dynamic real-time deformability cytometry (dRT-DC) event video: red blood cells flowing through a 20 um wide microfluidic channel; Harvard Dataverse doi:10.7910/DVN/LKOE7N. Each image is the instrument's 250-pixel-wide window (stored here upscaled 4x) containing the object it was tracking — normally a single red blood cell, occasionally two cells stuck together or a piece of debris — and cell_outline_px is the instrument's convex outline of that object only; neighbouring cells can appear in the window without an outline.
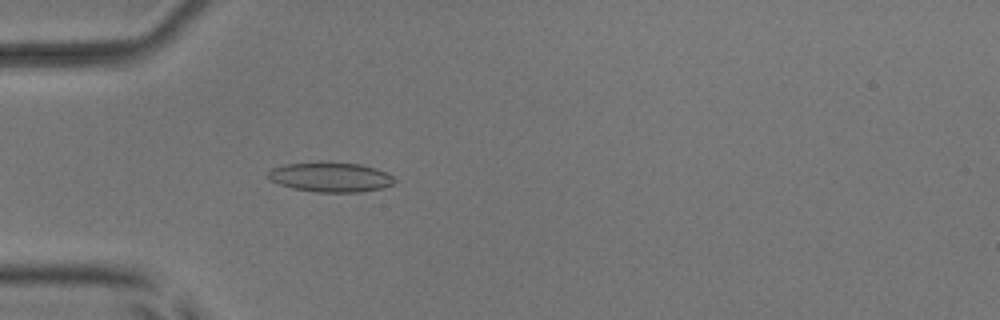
{"species": "common noctule bat (a hibernating species)", "species_latin": "Nyctalus noctula", "temperature_condition": "room temperature", "stored_images_in_passage": 53, "camera_frame_rate_fps": 3000, "um_per_image_px": 0.085, "animal": {"sex": "male", "body_mass_g": 17.9, "forearm_length_mm": 54.2}, "frame": {"image": 1, "passage_image": 17, "time_ms": 5.333, "image_size_px": [1000, 320], "cell_outline_px": [[396, 180], [392, 184], [380, 188], [360, 192], [316, 192], [292, 188], [268, 180], [268, 172], [272, 168], [284, 164], [320, 160], [328, 160], [360, 164], [376, 168], [392, 176]], "centroid_in_image_um": [28.04, 15.02], "position_along_channel_um": 57.0, "area_um2": 22.37}}
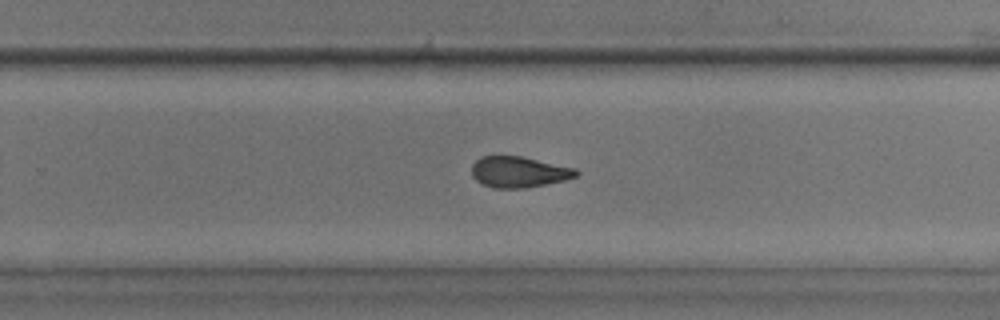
{"frame": {"image": 2, "passage_image": 35, "time_ms": 11.333, "image_size_px": [1000, 320], "cell_outline_px": [[580, 172], [576, 176], [564, 180], [524, 188], [492, 188], [476, 180], [472, 176], [472, 164], [480, 156], [520, 156], [576, 168]], "centroid_in_image_um": [44.09, 14.61], "position_along_channel_um": 285.7, "area_um2": 18.73}}
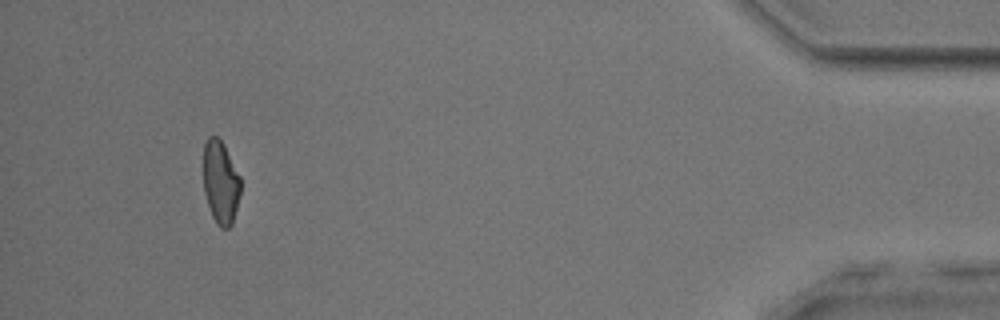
{"frame": {"image": 3, "passage_image": 50, "time_ms": 16.333, "image_size_px": [1000, 320], "cell_outline_px": [[240, 192], [232, 224], [228, 228], [220, 228], [216, 224], [212, 216], [204, 192], [204, 144], [208, 136], [216, 136], [224, 144], [240, 176]], "centroid_in_image_um": [18.75, 15.49], "position_along_channel_um": 416.5, "area_um2": 17.92}, "authors_computed_cell_mechanics": {"area_um2": 20.0566, "velocity_mm_per_s": 3.9416, "shape_relaxation_time_tau1_ms": 4.6469, "shape_relaxation_time_tau2_ms": 1.9305, "deformation_change_tau1": 0.1309, "deformation_change_tau2": 0.0838}}